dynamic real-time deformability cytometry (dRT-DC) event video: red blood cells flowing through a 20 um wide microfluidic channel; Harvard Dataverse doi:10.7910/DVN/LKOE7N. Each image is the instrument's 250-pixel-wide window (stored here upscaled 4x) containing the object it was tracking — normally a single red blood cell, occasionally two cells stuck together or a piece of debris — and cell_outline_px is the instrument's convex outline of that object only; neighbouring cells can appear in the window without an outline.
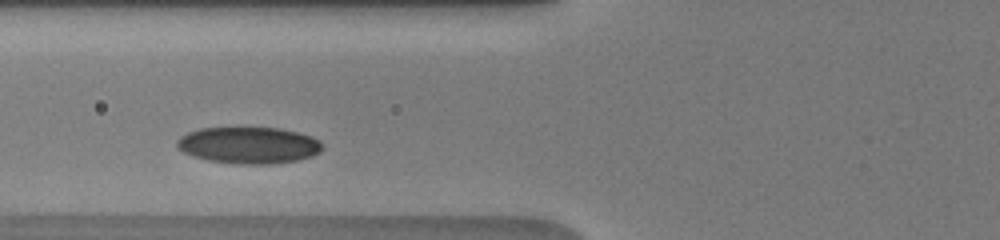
{"species": "human", "species_latin": "Homo sapiens", "temperature_condition": "warm", "stored_images_in_passage": 20, "camera_frame_rate_fps": 3000, "um_per_image_px": 0.085, "donor": {"sex": "male"}, "frame": {"image": 1, "passage_image": 5, "time_ms": 1.667, "image_size_px": [1000, 240], "cell_outline_px": [[320, 152], [312, 156], [300, 160], [268, 164], [236, 164], [208, 160], [184, 152], [176, 148], [176, 140], [180, 136], [188, 132], [200, 128], [280, 128], [312, 136], [320, 140]], "centroid_in_image_um": [21.13, 12.34], "position_along_channel_um": 104.7, "area_um2": 30.98}}
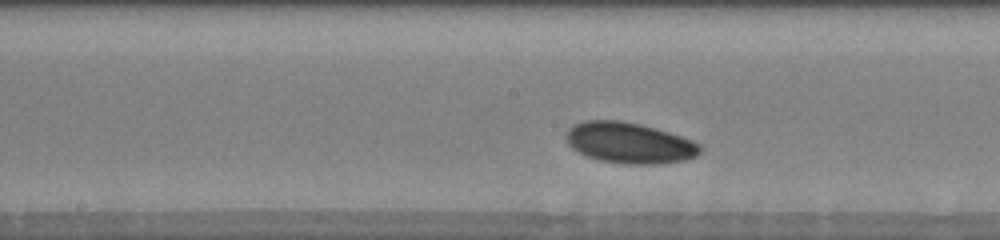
{"frame": {"image": 2, "passage_image": 10, "time_ms": 4.0, "image_size_px": [1000, 240], "cell_outline_px": [[700, 152], [696, 156], [684, 160], [656, 164], [624, 164], [600, 160], [588, 156], [572, 148], [568, 144], [564, 136], [568, 128], [584, 120], [620, 120], [640, 124], [668, 132], [692, 140], [700, 144]], "centroid_in_image_um": [53.47, 12.14], "position_along_channel_um": 194.7, "area_um2": 31.79}}
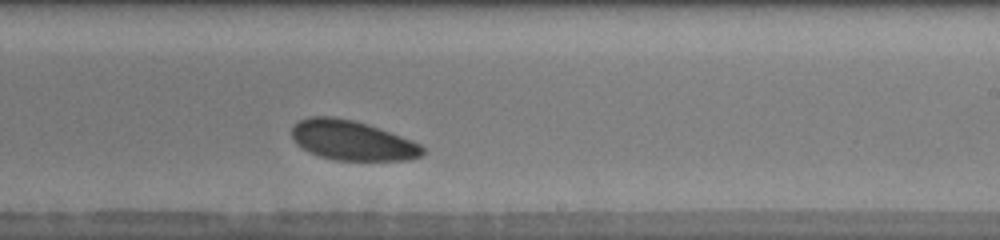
{"frame": {"image": 3, "passage_image": 13, "time_ms": 5.667, "image_size_px": [1000, 240], "cell_outline_px": [[424, 152], [420, 156], [408, 160], [336, 160], [320, 156], [308, 152], [296, 144], [292, 140], [292, 128], [300, 120], [312, 116], [332, 116], [352, 120], [368, 124], [412, 140], [420, 144], [424, 148]], "centroid_in_image_um": [29.92, 11.94], "position_along_channel_um": 259.1, "area_um2": 30.23}, "authors_computed_cell_mechanics": {"area_um2": 30.9808, "velocity_mm_per_s": 3.8629, "shape_relaxation_time_tau1_ms": 1.1874, "shape_relaxation_time_tau2_ms": 5.8828, "deformation_change_tau1": 0.0501, "deformation_change_tau2": 0.095}}